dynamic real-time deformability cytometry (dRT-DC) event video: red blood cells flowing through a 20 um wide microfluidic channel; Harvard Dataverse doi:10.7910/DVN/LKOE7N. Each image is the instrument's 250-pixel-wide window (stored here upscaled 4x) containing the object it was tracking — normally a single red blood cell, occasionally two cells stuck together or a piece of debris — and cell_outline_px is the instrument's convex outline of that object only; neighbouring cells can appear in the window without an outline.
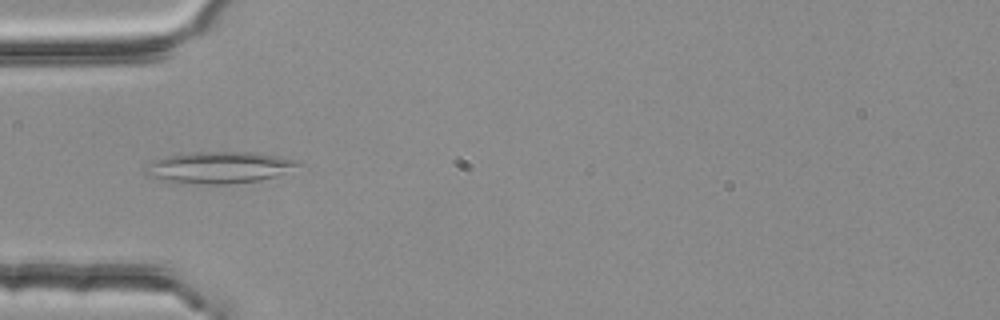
{"species": "common noctule bat (a hibernating species)", "species_latin": "Nyctalus noctula", "temperature_condition": "room temperature", "stored_images_in_passage": 3, "camera_frame_rate_fps": 3000, "um_per_image_px": 0.085, "animal": {"sex": "female", "body_mass_g": 25.1}, "frame": {"image": 1, "passage_image": 3, "time_ms": 0.667, "image_size_px": [1000, 320], "cell_outline_px": [[304, 164], [272, 176], [260, 180], [228, 184], [208, 184], [164, 180], [144, 176], [144, 168], [148, 164], [164, 156], [196, 152], [256, 152], [280, 156], [296, 160]], "centroid_in_image_um": [18.6, 14.22], "position_along_channel_um": 66.4, "area_um2": 27.86}}